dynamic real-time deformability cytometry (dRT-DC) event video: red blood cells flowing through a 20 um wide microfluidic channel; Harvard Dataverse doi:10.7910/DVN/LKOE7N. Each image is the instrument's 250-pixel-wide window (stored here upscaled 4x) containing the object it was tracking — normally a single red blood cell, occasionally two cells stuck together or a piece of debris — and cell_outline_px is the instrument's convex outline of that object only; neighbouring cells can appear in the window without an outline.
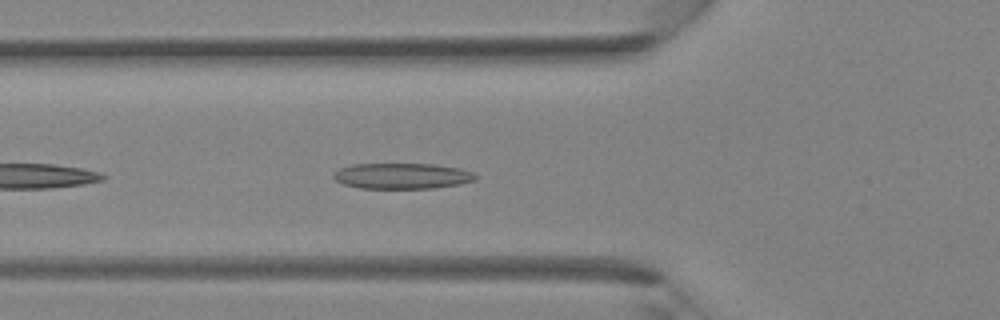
{"species": "Egyptian fruit bat (a non-hibernating species)", "species_latin": "Rousettus aegyptiacus", "temperature_condition": "room temperature", "stored_images_in_passage": 19, "camera_frame_rate_fps": 3000, "um_per_image_px": 0.085, "animal": {"sex": "female"}, "frame": {"image": 1, "passage_image": 4, "time_ms": 1.0, "image_size_px": [1000, 320], "cell_outline_px": [[476, 180], [460, 184], [432, 188], [360, 188], [344, 184], [336, 180], [332, 176], [332, 172], [340, 168], [352, 164], [436, 164], [460, 168], [476, 172]], "centroid_in_image_um": [34.2, 14.95], "position_along_channel_um": 91.6, "area_um2": 21.44}}
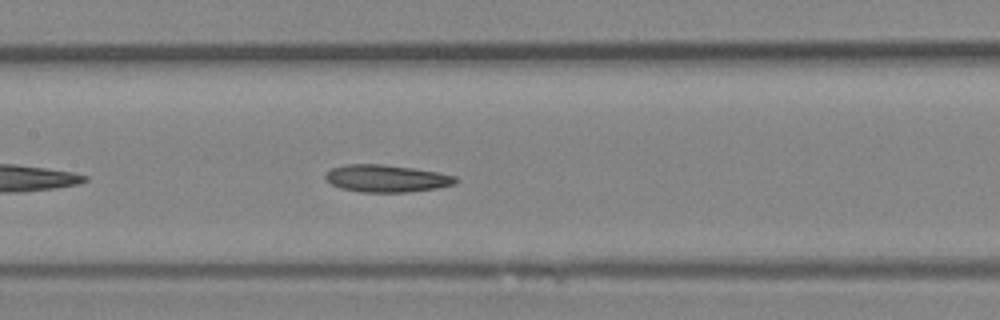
{"frame": {"image": 2, "passage_image": 9, "time_ms": 2.667, "image_size_px": [1000, 320], "cell_outline_px": [[460, 180], [456, 184], [436, 188], [408, 192], [360, 192], [340, 188], [332, 184], [324, 176], [332, 168], [348, 164], [380, 164], [412, 168], [436, 172], [456, 176]], "centroid_in_image_um": [32.88, 15.17], "position_along_channel_um": 174.5, "area_um2": 20.58}}
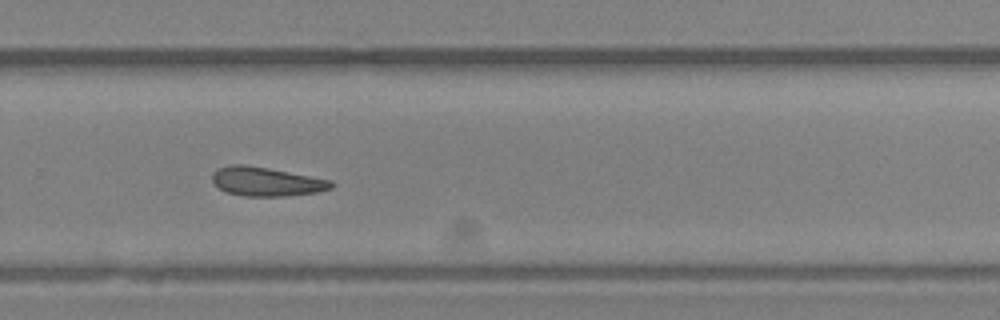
{"frame": {"image": 3, "passage_image": 17, "time_ms": 5.333, "image_size_px": [1000, 320], "cell_outline_px": [[336, 184], [332, 188], [316, 192], [288, 196], [244, 196], [228, 192], [220, 188], [212, 180], [212, 172], [216, 168], [228, 164], [244, 164], [268, 168], [332, 180]], "centroid_in_image_um": [22.64, 15.42], "position_along_channel_um": 307.2, "area_um2": 20.17}}